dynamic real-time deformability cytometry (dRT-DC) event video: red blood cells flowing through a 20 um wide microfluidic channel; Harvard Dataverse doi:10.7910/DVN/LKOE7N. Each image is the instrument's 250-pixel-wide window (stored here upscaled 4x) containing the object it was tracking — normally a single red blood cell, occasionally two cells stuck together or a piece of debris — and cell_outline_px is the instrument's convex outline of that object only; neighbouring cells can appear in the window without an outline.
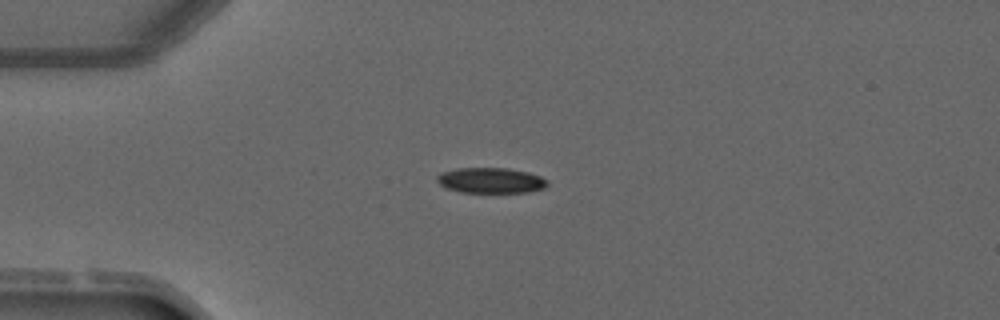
{"species": "common noctule bat (a hibernating species)", "species_latin": "Nyctalus noctula", "temperature_condition": "warm", "stored_images_in_passage": 1, "camera_frame_rate_fps": 3000, "um_per_image_px": 0.085, "animal": {"sex": "male", "forearm_length_mm": 52.5}, "frame": {"image": 1, "passage_image": 1, "time_ms": 0.0, "image_size_px": [1000, 320], "cell_outline_px": [[548, 184], [544, 188], [528, 192], [460, 192], [444, 188], [436, 180], [436, 176], [440, 172], [456, 168], [508, 168], [528, 172], [540, 176], [548, 180]], "centroid_in_image_um": [41.68, 15.33], "position_along_channel_um": 43.3, "area_um2": 16.53}}